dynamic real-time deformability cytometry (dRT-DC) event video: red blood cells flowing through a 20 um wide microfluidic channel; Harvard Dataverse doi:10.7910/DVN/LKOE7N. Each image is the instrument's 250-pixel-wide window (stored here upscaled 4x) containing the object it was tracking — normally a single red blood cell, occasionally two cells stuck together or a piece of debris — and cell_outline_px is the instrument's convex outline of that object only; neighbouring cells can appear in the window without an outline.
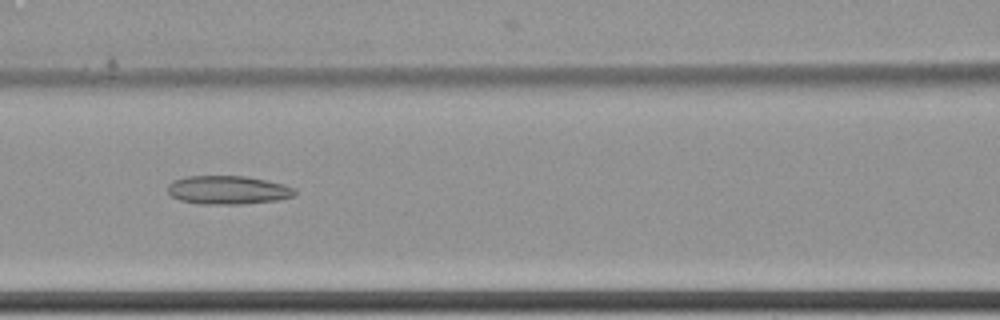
{"species": "common noctule bat (a hibernating species)", "species_latin": "Nyctalus noctula", "temperature_condition": "cold", "stored_images_in_passage": 9, "camera_frame_rate_fps": 3000, "um_per_image_px": 0.085, "animal": {"sex": "female", "body_mass_g": 22.7, "forearm_length_mm": 54.2}, "frame": {"image": 1, "passage_image": 9, "time_ms": 2.667, "image_size_px": [1000, 320], "cell_outline_px": [[296, 196], [280, 200], [240, 204], [200, 204], [180, 200], [172, 196], [168, 192], [168, 184], [172, 180], [184, 176], [248, 176], [284, 184], [296, 188]], "centroid_in_image_um": [19.4, 16.14], "position_along_channel_um": 147.2, "area_um2": 21.44}}